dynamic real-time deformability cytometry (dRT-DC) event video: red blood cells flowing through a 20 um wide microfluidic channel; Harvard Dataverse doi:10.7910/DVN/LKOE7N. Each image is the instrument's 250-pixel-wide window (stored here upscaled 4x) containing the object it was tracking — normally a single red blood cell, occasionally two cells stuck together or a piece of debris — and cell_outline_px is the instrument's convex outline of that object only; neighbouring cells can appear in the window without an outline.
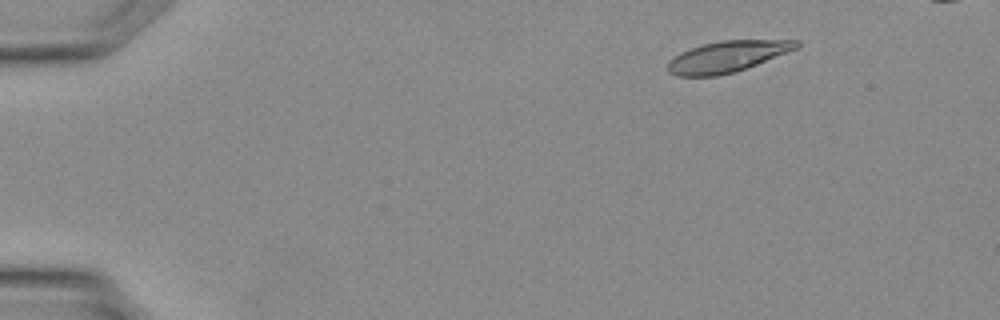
{"species": "Egyptian fruit bat (a non-hibernating species)", "species_latin": "Rousettus aegyptiacus", "temperature_condition": "warm", "stored_images_in_passage": 31, "camera_frame_rate_fps": 3000, "um_per_image_px": 0.085, "animal": {"sex": "female"}, "frame": {"image": 1, "passage_image": 1, "time_ms": 0.0, "image_size_px": [1000, 320], "cell_outline_px": [[800, 44], [796, 48], [756, 64], [732, 72], [716, 76], [676, 76], [668, 72], [668, 60], [680, 52], [704, 44], [720, 40], [800, 40]], "centroid_in_image_um": [61.76, 4.8], "position_along_channel_um": 23.2, "area_um2": 22.95}}
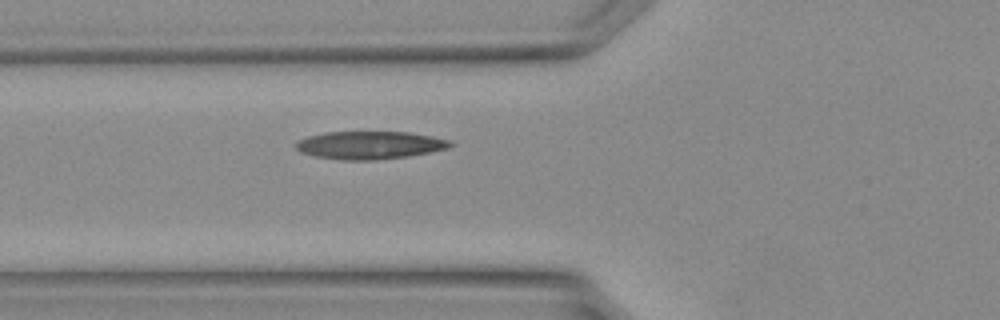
{"frame": {"image": 2, "passage_image": 10, "time_ms": 3.0, "image_size_px": [1000, 320], "cell_outline_px": [[456, 144], [452, 148], [432, 152], [408, 156], [376, 160], [340, 160], [312, 156], [300, 152], [296, 148], [296, 144], [300, 140], [308, 136], [324, 132], [408, 132], [432, 136], [448, 140]], "centroid_in_image_um": [31.47, 12.34], "position_along_channel_um": 94.3, "area_um2": 25.32}}
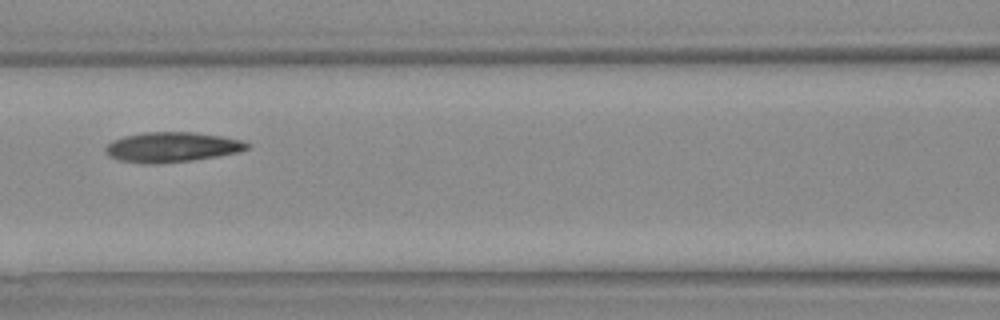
{"frame": {"image": 3, "passage_image": 13, "time_ms": 4.0, "image_size_px": [1000, 320], "cell_outline_px": [[252, 144], [248, 148], [240, 152], [192, 160], [156, 164], [144, 164], [120, 160], [108, 156], [104, 152], [104, 148], [112, 140], [124, 136], [144, 132], [192, 132], [220, 136], [244, 140]], "centroid_in_image_um": [14.6, 12.5], "position_along_channel_um": 152.0, "area_um2": 24.91}}